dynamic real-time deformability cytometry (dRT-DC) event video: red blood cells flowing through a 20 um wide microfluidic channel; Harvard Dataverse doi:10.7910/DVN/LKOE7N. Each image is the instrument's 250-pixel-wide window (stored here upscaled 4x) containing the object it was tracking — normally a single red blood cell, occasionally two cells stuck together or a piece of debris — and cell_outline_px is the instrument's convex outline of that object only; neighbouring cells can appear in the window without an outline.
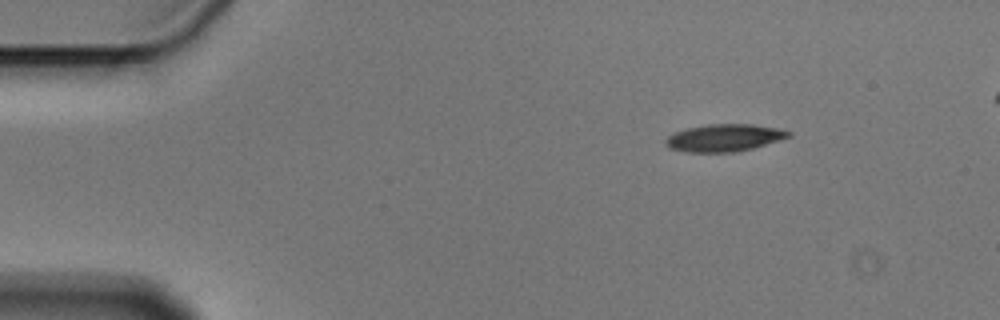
{"species": "Egyptian fruit bat (a non-hibernating species)", "species_latin": "Rousettus aegyptiacus", "temperature_condition": "cold", "stored_images_in_passage": 5, "camera_frame_rate_fps": 3000, "um_per_image_px": 0.085, "animal": {"sex": "male"}, "frame": {"image": 1, "passage_image": 1, "time_ms": 0.0, "image_size_px": [1000, 320], "cell_outline_px": [[792, 136], [752, 148], [736, 152], [684, 152], [668, 148], [664, 144], [664, 140], [668, 136], [676, 132], [688, 128], [708, 124], [752, 124], [780, 128], [792, 132]], "centroid_in_image_um": [61.55, 11.71], "position_along_channel_um": 23.4, "area_um2": 19.65}}
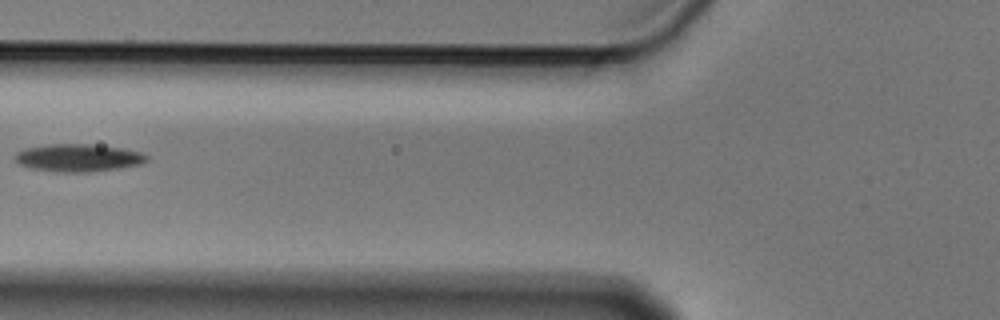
{"frame": {"image": 2, "passage_image": 5, "time_ms": 1.333, "image_size_px": [1000, 320], "cell_outline_px": [[148, 160], [140, 164], [120, 168], [88, 172], [56, 172], [32, 168], [20, 164], [16, 160], [16, 152], [24, 148], [48, 144], [92, 144], [124, 148], [140, 152], [148, 156]], "centroid_in_image_um": [6.67, 13.4], "position_along_channel_um": 119.1, "area_um2": 21.21}}